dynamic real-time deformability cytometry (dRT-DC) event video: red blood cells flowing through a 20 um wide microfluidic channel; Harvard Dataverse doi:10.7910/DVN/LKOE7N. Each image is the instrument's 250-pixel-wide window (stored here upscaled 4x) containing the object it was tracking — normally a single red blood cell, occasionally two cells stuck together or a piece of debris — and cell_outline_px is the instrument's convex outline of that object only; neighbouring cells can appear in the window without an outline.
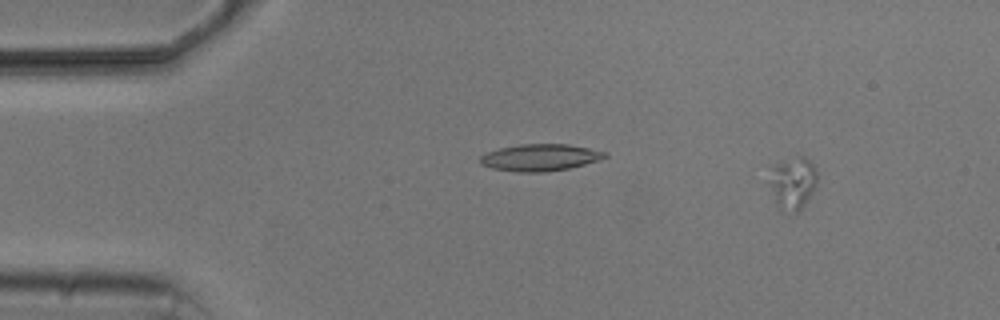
{"species": "common noctule bat (a hibernating species)", "species_latin": "Nyctalus noctula", "temperature_condition": "cold", "stored_images_in_passage": 6, "camera_frame_rate_fps": 3000, "um_per_image_px": 0.085, "animal": {"sex": "male", "body_mass_g": 20.5, "forearm_length_mm": 52.5}, "frame": {"image": 1, "passage_image": 3, "time_ms": 3.333, "image_size_px": [1000, 320], "cell_outline_px": [[816, 180], [812, 192], [804, 204], [796, 212], [780, 208], [776, 204], [768, 180], [768, 168], [776, 164], [800, 156], [804, 156], [816, 168]], "centroid_in_image_um": [67.34, 15.52], "position_along_channel_um": 17.7, "area_um2": 14.28}}